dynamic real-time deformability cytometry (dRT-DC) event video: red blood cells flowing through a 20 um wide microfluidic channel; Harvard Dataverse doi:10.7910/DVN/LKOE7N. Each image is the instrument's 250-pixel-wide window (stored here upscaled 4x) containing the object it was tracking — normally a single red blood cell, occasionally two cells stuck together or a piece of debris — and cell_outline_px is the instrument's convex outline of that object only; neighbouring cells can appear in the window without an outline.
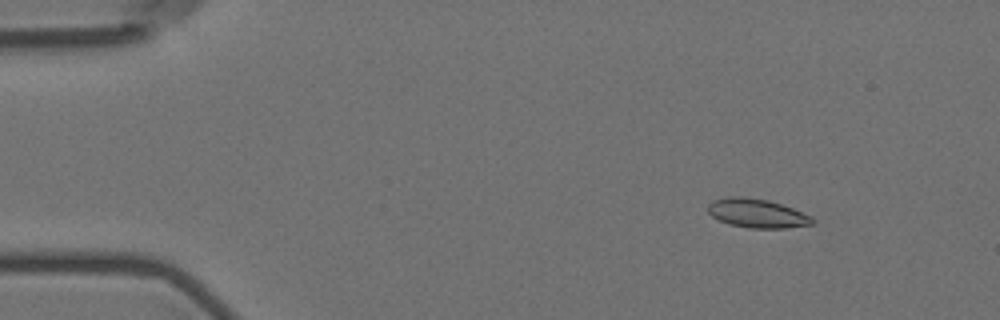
{"species": "Egyptian fruit bat (a non-hibernating species)", "species_latin": "Rousettus aegyptiacus", "temperature_condition": "room temperature", "stored_images_in_passage": 7, "camera_frame_rate_fps": 3000, "um_per_image_px": 0.085, "animal": {"sex": "female"}, "frame": {"image": 1, "passage_image": 3, "time_ms": 2.333, "image_size_px": [1000, 320], "cell_outline_px": [[816, 220], [812, 224], [784, 228], [748, 228], [728, 224], [712, 216], [708, 212], [708, 204], [712, 200], [732, 196], [744, 196], [768, 200], [792, 208], [812, 216]], "centroid_in_image_um": [64.34, 18.13], "position_along_channel_um": 20.7, "area_um2": 17.63}}
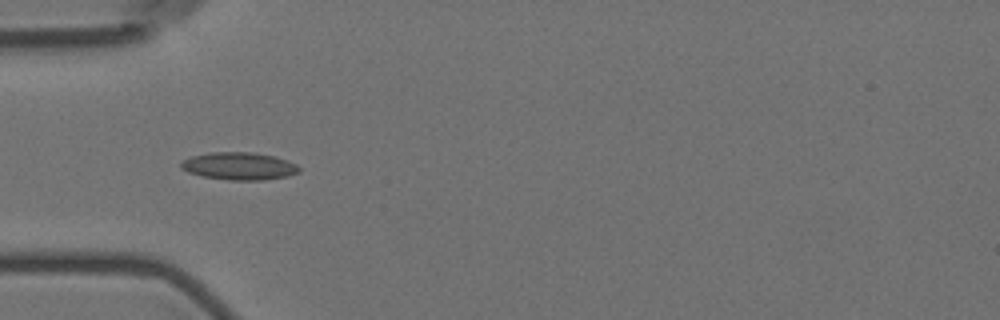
{"frame": {"image": 2, "passage_image": 6, "time_ms": 6.0, "image_size_px": [1000, 320], "cell_outline_px": [[300, 172], [288, 176], [264, 180], [228, 180], [204, 176], [188, 172], [180, 168], [180, 164], [184, 160], [192, 156], [208, 152], [252, 152], [276, 156], [288, 160], [296, 164], [300, 168]], "centroid_in_image_um": [20.36, 14.11], "position_along_channel_um": 64.6, "area_um2": 19.07}}
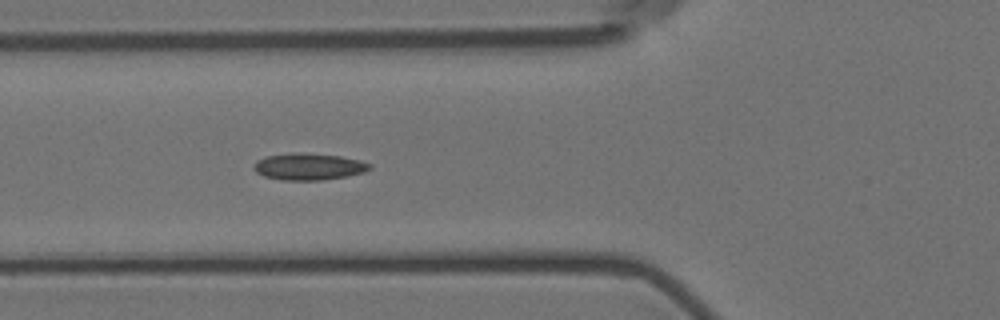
{"frame": {"image": 3, "passage_image": 7, "time_ms": 7.0, "image_size_px": [1000, 320], "cell_outline_px": [[372, 168], [364, 172], [348, 176], [320, 180], [280, 180], [264, 176], [256, 172], [252, 168], [256, 160], [264, 156], [292, 152], [340, 156], [360, 160], [372, 164]], "centroid_in_image_um": [26.22, 14.16], "position_along_channel_um": 99.6, "area_um2": 18.21}}